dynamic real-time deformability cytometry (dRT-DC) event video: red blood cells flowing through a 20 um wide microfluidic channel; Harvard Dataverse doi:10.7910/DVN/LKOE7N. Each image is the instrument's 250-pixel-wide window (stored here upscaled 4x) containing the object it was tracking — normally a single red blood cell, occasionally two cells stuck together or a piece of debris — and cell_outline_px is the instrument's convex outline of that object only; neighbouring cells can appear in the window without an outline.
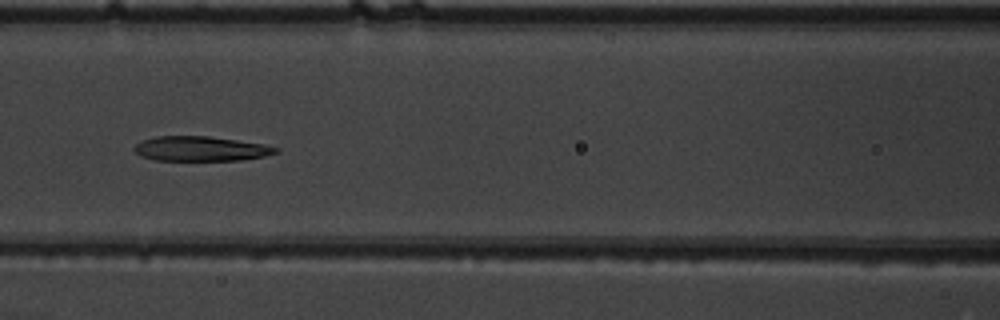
{"species": "common noctule bat (a hibernating species)", "species_latin": "Nyctalus noctula", "temperature_condition": "warm", "stored_images_in_passage": 39, "segment_of_instrument_passage": [1, 2], "camera_frame_rate_fps": 3000, "um_per_image_px": 0.085, "animal": {"sex": "male", "body_mass_g": 19.5, "forearm_length_mm": 54.6}, "frame": {"image": 1, "passage_image": 9, "time_ms": 2.667, "image_size_px": [1000, 320], "cell_outline_px": [[280, 152], [264, 156], [240, 160], [156, 160], [140, 156], [132, 148], [136, 144], [144, 140], [156, 136], [208, 136], [264, 144], [280, 148]], "centroid_in_image_um": [17.08, 12.64], "position_along_channel_um": 149.5, "area_um2": 20.35}}
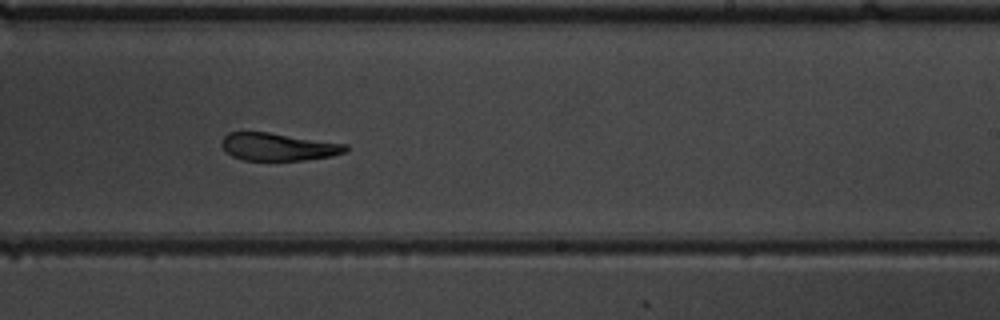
{"frame": {"image": 2, "passage_image": 18, "time_ms": 5.667, "image_size_px": [1000, 320], "cell_outline_px": [[348, 148], [344, 152], [332, 156], [304, 160], [244, 160], [232, 156], [220, 144], [220, 140], [228, 132], [268, 132], [348, 144]], "centroid_in_image_um": [23.64, 12.47], "position_along_channel_um": 265.4, "area_um2": 19.94}}
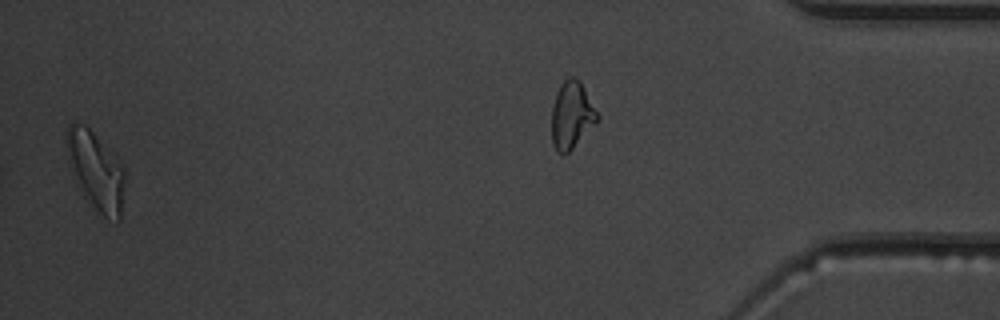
{"frame": {"image": 3, "passage_image": 37, "time_ms": 12.0, "image_size_px": [1000, 320], "cell_outline_px": [[124, 180], [120, 220], [116, 220], [104, 216], [80, 192], [76, 184], [68, 164], [64, 140], [64, 132], [68, 124], [72, 120], [76, 120], [84, 124], [92, 132], [124, 168]], "centroid_in_image_um": [8.04, 14.44], "position_along_channel_um": 427.2, "area_um2": 26.47}}